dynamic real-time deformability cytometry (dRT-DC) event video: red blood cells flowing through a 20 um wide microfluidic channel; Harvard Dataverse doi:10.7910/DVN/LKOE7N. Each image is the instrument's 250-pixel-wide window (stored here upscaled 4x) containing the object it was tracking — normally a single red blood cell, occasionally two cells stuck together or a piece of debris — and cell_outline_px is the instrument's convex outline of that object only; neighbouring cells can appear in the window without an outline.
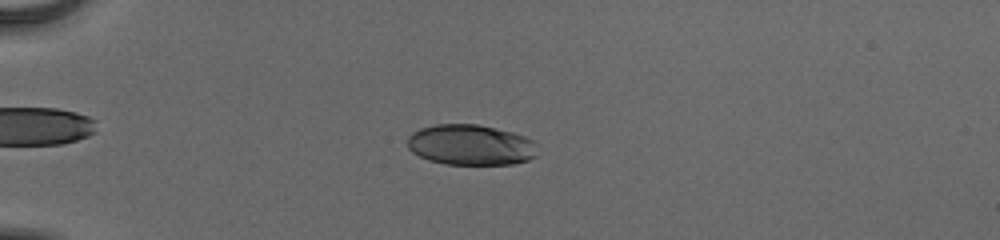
{"species": "human", "species_latin": "Homo sapiens", "temperature_condition": "cold", "stored_images_in_passage": 55, "camera_frame_rate_fps": 3000, "um_per_image_px": 0.085, "donor": {"sex": "male"}, "frame": {"image": 1, "passage_image": 16, "time_ms": 5.0, "image_size_px": [1000, 240], "cell_outline_px": [[536, 156], [528, 160], [512, 164], [444, 164], [428, 160], [412, 152], [408, 148], [408, 136], [412, 132], [420, 128], [436, 124], [476, 124], [512, 132], [524, 136], [532, 140], [536, 144]], "centroid_in_image_um": [39.99, 12.32], "position_along_channel_um": 45.0, "area_um2": 30.75}}
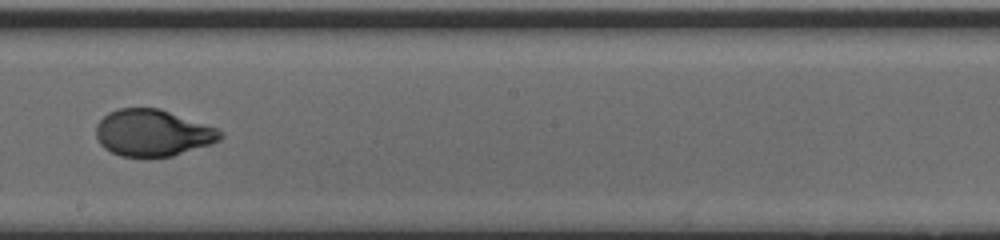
{"frame": {"image": 2, "passage_image": 34, "time_ms": 11.0, "image_size_px": [1000, 240], "cell_outline_px": [[224, 136], [220, 140], [212, 144], [172, 156], [148, 160], [120, 156], [104, 148], [100, 144], [96, 136], [96, 124], [108, 112], [116, 108], [160, 108], [216, 128], [224, 132]], "centroid_in_image_um": [12.97, 11.33], "position_along_channel_um": 235.2, "area_um2": 34.56}}
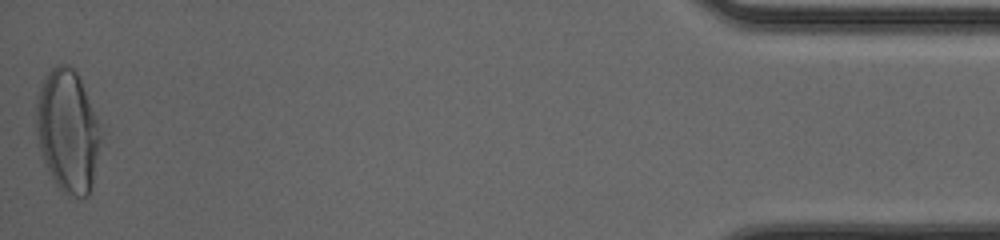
{"frame": {"image": 3, "passage_image": 55, "time_ms": 18.0, "image_size_px": [1000, 240], "cell_outline_px": [[100, 140], [92, 188], [88, 196], [80, 200], [68, 196], [56, 184], [44, 164], [36, 132], [36, 96], [44, 76], [56, 64], [68, 64], [76, 72], [80, 80], [96, 116], [100, 136]], "centroid_in_image_um": [5.72, 11.16], "position_along_channel_um": 429.5, "area_um2": 46.07}, "authors_computed_cell_mechanics": {"area_um2": 33.7552, "velocity_mm_per_s": 3.8808, "shape_relaxation_time_tau1_ms": 4.2155, "shape_relaxation_time_tau2_ms": null, "deformation_change_tau1": 0.1831, "deformation_change_tau2": null}}